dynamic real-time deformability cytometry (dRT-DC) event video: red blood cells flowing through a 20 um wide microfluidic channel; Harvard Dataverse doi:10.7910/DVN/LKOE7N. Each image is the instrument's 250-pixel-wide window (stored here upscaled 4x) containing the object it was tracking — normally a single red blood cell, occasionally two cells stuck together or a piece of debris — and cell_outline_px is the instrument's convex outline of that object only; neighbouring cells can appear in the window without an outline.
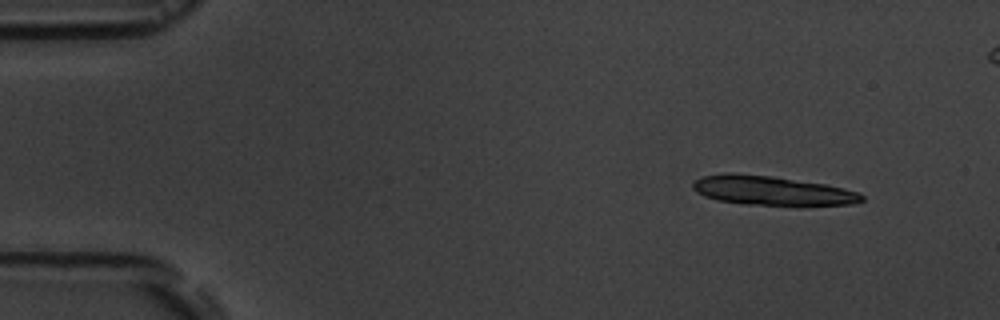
{"species": "common noctule bat (a hibernating species)", "species_latin": "Nyctalus noctula", "temperature_condition": "room temperature", "stored_images_in_passage": 7, "segment_of_instrument_passage": [1, 2], "camera_frame_rate_fps": 3000, "um_per_image_px": 0.085, "animal": {"sex": "male", "body_mass_g": 19.5, "forearm_length_mm": 54.6}, "frame": {"image": 1, "passage_image": 1, "time_ms": 0.0, "image_size_px": [1000, 320], "cell_outline_px": [[864, 200], [856, 204], [744, 204], [716, 200], [704, 196], [696, 192], [692, 188], [692, 180], [704, 176], [724, 172], [732, 172], [772, 176], [824, 184], [844, 188], [860, 192], [864, 196]], "centroid_in_image_um": [65.55, 16.18], "position_along_channel_um": 19.5, "area_um2": 28.61}}